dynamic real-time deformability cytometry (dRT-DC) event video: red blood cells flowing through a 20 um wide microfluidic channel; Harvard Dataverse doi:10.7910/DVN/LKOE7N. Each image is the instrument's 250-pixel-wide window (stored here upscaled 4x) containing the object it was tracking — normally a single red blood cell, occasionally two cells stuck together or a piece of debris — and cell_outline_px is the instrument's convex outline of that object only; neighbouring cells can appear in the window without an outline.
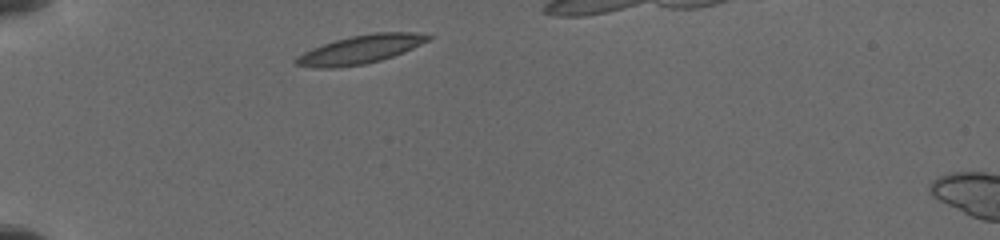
{"species": "common noctule bat (a hibernating species)", "species_latin": "Nyctalus noctula", "temperature_condition": "cold", "stored_images_in_passage": 4, "segment_of_instrument_passage": [1, 2], "camera_frame_rate_fps": 3000, "um_per_image_px": 0.085, "animal": {"sex": "female", "body_mass_g": 19.5, "forearm_length_mm": 54.1}, "frame": {"image": 1, "passage_image": 1, "time_ms": 0.0, "image_size_px": [1000, 240], "cell_outline_px": [[436, 36], [404, 52], [380, 60], [364, 64], [332, 68], [316, 68], [296, 64], [292, 60], [296, 56], [312, 48], [336, 40], [352, 36], [376, 32], [416, 32]], "centroid_in_image_um": [30.64, 4.2], "position_along_channel_um": 54.4, "area_um2": 21.73}}